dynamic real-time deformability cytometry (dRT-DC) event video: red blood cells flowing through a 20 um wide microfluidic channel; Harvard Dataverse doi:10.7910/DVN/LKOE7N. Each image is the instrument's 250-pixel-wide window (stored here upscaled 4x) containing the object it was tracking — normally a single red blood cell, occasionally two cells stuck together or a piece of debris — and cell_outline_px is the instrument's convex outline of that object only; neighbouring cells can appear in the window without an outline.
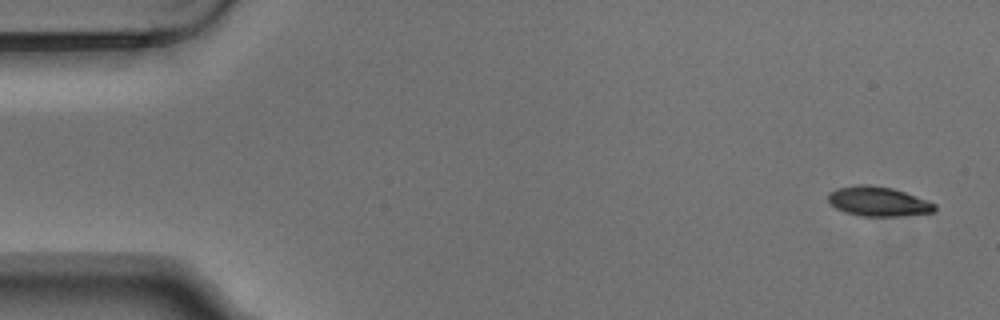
{"species": "Egyptian fruit bat (a non-hibernating species)", "species_latin": "Rousettus aegyptiacus", "temperature_condition": "warm", "stored_images_in_passage": 4, "camera_frame_rate_fps": 3000, "um_per_image_px": 0.085, "animal": {"sex": "male"}, "frame": {"image": 1, "passage_image": 1, "time_ms": 0.0, "image_size_px": [1000, 320], "cell_outline_px": [[936, 208], [932, 212], [900, 216], [860, 216], [844, 212], [836, 208], [828, 200], [828, 192], [836, 188], [856, 184], [868, 184], [892, 188], [904, 192], [936, 204]], "centroid_in_image_um": [74.59, 17.11], "position_along_channel_um": 10.4, "area_um2": 18.32}}